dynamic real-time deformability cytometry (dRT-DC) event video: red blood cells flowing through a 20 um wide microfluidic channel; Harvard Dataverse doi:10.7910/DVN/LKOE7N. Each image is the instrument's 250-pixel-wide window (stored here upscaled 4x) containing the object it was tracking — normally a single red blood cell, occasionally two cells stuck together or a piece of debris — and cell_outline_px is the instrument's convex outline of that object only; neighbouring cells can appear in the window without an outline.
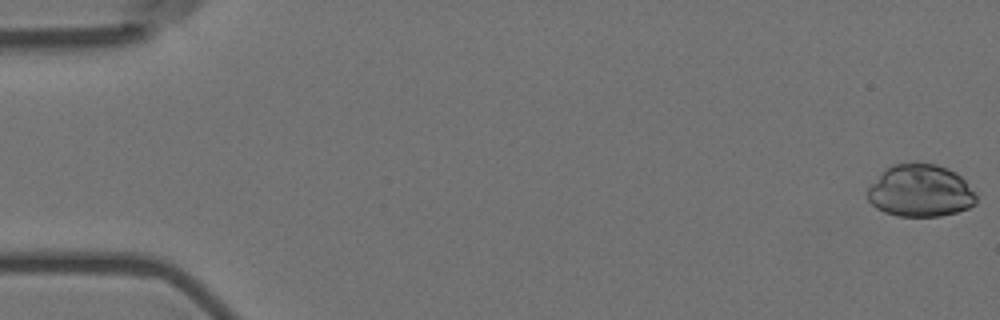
{"species": "Egyptian fruit bat (a non-hibernating species)", "species_latin": "Rousettus aegyptiacus", "temperature_condition": "room temperature", "stored_images_in_passage": 11, "camera_frame_rate_fps": 3000, "um_per_image_px": 0.085, "animal": {"sex": "female"}, "frame": {"image": 1, "passage_image": 1, "time_ms": 0.0, "image_size_px": [1000, 320], "cell_outline_px": [[976, 204], [968, 208], [956, 212], [940, 216], [900, 216], [884, 212], [876, 208], [868, 200], [868, 188], [892, 164], [912, 160], [936, 164], [948, 168], [956, 172], [964, 180], [976, 196]], "centroid_in_image_um": [78.24, 16.19], "position_along_channel_um": 6.8, "area_um2": 33.23}}